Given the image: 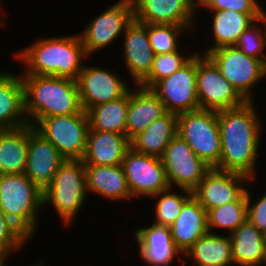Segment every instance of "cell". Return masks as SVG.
Instances as JSON below:
<instances>
[{"label":"cell","instance_id":"obj_24","mask_svg":"<svg viewBox=\"0 0 266 266\" xmlns=\"http://www.w3.org/2000/svg\"><path fill=\"white\" fill-rule=\"evenodd\" d=\"M87 192L107 199H132L121 165H84Z\"/></svg>","mask_w":266,"mask_h":266},{"label":"cell","instance_id":"obj_28","mask_svg":"<svg viewBox=\"0 0 266 266\" xmlns=\"http://www.w3.org/2000/svg\"><path fill=\"white\" fill-rule=\"evenodd\" d=\"M29 124L0 130V175L24 174L28 156Z\"/></svg>","mask_w":266,"mask_h":266},{"label":"cell","instance_id":"obj_6","mask_svg":"<svg viewBox=\"0 0 266 266\" xmlns=\"http://www.w3.org/2000/svg\"><path fill=\"white\" fill-rule=\"evenodd\" d=\"M177 134L209 167L216 168L221 157L217 111L196 109L177 115Z\"/></svg>","mask_w":266,"mask_h":266},{"label":"cell","instance_id":"obj_20","mask_svg":"<svg viewBox=\"0 0 266 266\" xmlns=\"http://www.w3.org/2000/svg\"><path fill=\"white\" fill-rule=\"evenodd\" d=\"M169 229L176 248L185 254L199 238L209 232L207 211L192 195L183 204L179 216Z\"/></svg>","mask_w":266,"mask_h":266},{"label":"cell","instance_id":"obj_21","mask_svg":"<svg viewBox=\"0 0 266 266\" xmlns=\"http://www.w3.org/2000/svg\"><path fill=\"white\" fill-rule=\"evenodd\" d=\"M130 139L120 133L89 130L84 156V165H121Z\"/></svg>","mask_w":266,"mask_h":266},{"label":"cell","instance_id":"obj_26","mask_svg":"<svg viewBox=\"0 0 266 266\" xmlns=\"http://www.w3.org/2000/svg\"><path fill=\"white\" fill-rule=\"evenodd\" d=\"M177 135V114L167 112L130 140L131 147L149 156L161 158Z\"/></svg>","mask_w":266,"mask_h":266},{"label":"cell","instance_id":"obj_37","mask_svg":"<svg viewBox=\"0 0 266 266\" xmlns=\"http://www.w3.org/2000/svg\"><path fill=\"white\" fill-rule=\"evenodd\" d=\"M209 10H234L244 14H266L257 0H202L199 7Z\"/></svg>","mask_w":266,"mask_h":266},{"label":"cell","instance_id":"obj_19","mask_svg":"<svg viewBox=\"0 0 266 266\" xmlns=\"http://www.w3.org/2000/svg\"><path fill=\"white\" fill-rule=\"evenodd\" d=\"M133 233L139 245V255L149 266H172V261L181 254L167 226L152 224Z\"/></svg>","mask_w":266,"mask_h":266},{"label":"cell","instance_id":"obj_38","mask_svg":"<svg viewBox=\"0 0 266 266\" xmlns=\"http://www.w3.org/2000/svg\"><path fill=\"white\" fill-rule=\"evenodd\" d=\"M247 192V219L263 234L266 235V193L256 202L252 201L251 191ZM253 203V204H252Z\"/></svg>","mask_w":266,"mask_h":266},{"label":"cell","instance_id":"obj_41","mask_svg":"<svg viewBox=\"0 0 266 266\" xmlns=\"http://www.w3.org/2000/svg\"><path fill=\"white\" fill-rule=\"evenodd\" d=\"M42 264H43V262H40V263H38V264L36 263V264L33 265V266H43Z\"/></svg>","mask_w":266,"mask_h":266},{"label":"cell","instance_id":"obj_8","mask_svg":"<svg viewBox=\"0 0 266 266\" xmlns=\"http://www.w3.org/2000/svg\"><path fill=\"white\" fill-rule=\"evenodd\" d=\"M206 55L246 102L253 101L252 87L266 77V64L262 60L244 54L236 46L217 48Z\"/></svg>","mask_w":266,"mask_h":266},{"label":"cell","instance_id":"obj_14","mask_svg":"<svg viewBox=\"0 0 266 266\" xmlns=\"http://www.w3.org/2000/svg\"><path fill=\"white\" fill-rule=\"evenodd\" d=\"M82 108H90L115 101L126 96L130 91L126 81L119 75L97 66L83 65L76 80Z\"/></svg>","mask_w":266,"mask_h":266},{"label":"cell","instance_id":"obj_25","mask_svg":"<svg viewBox=\"0 0 266 266\" xmlns=\"http://www.w3.org/2000/svg\"><path fill=\"white\" fill-rule=\"evenodd\" d=\"M229 236L234 265L262 266L266 255L265 234L247 219Z\"/></svg>","mask_w":266,"mask_h":266},{"label":"cell","instance_id":"obj_9","mask_svg":"<svg viewBox=\"0 0 266 266\" xmlns=\"http://www.w3.org/2000/svg\"><path fill=\"white\" fill-rule=\"evenodd\" d=\"M197 53V98L199 108L212 111L232 109L246 101L220 73L217 65L207 56Z\"/></svg>","mask_w":266,"mask_h":266},{"label":"cell","instance_id":"obj_27","mask_svg":"<svg viewBox=\"0 0 266 266\" xmlns=\"http://www.w3.org/2000/svg\"><path fill=\"white\" fill-rule=\"evenodd\" d=\"M213 13V44L204 53L227 46H235L240 34L265 14H244L234 10H210Z\"/></svg>","mask_w":266,"mask_h":266},{"label":"cell","instance_id":"obj_32","mask_svg":"<svg viewBox=\"0 0 266 266\" xmlns=\"http://www.w3.org/2000/svg\"><path fill=\"white\" fill-rule=\"evenodd\" d=\"M171 190L173 188L169 187L167 190L151 196L154 199L160 197L159 200L157 199L155 206V220L153 224L171 226L179 216L183 204L193 195L192 192L185 189H180L182 191L181 194L173 193Z\"/></svg>","mask_w":266,"mask_h":266},{"label":"cell","instance_id":"obj_11","mask_svg":"<svg viewBox=\"0 0 266 266\" xmlns=\"http://www.w3.org/2000/svg\"><path fill=\"white\" fill-rule=\"evenodd\" d=\"M196 78L197 52L184 66L158 81L151 90L163 103L166 112L178 115L199 109Z\"/></svg>","mask_w":266,"mask_h":266},{"label":"cell","instance_id":"obj_36","mask_svg":"<svg viewBox=\"0 0 266 266\" xmlns=\"http://www.w3.org/2000/svg\"><path fill=\"white\" fill-rule=\"evenodd\" d=\"M30 238L0 209V248L10 251L20 250Z\"/></svg>","mask_w":266,"mask_h":266},{"label":"cell","instance_id":"obj_30","mask_svg":"<svg viewBox=\"0 0 266 266\" xmlns=\"http://www.w3.org/2000/svg\"><path fill=\"white\" fill-rule=\"evenodd\" d=\"M128 94L115 101L94 106L87 111L89 130L126 135Z\"/></svg>","mask_w":266,"mask_h":266},{"label":"cell","instance_id":"obj_5","mask_svg":"<svg viewBox=\"0 0 266 266\" xmlns=\"http://www.w3.org/2000/svg\"><path fill=\"white\" fill-rule=\"evenodd\" d=\"M87 188L83 160L65 159L53 180L43 190V208H53L65 225L74 220L86 200Z\"/></svg>","mask_w":266,"mask_h":266},{"label":"cell","instance_id":"obj_31","mask_svg":"<svg viewBox=\"0 0 266 266\" xmlns=\"http://www.w3.org/2000/svg\"><path fill=\"white\" fill-rule=\"evenodd\" d=\"M208 230L227 229L232 234L241 224L247 220V192L245 191L236 201L227 203L207 212Z\"/></svg>","mask_w":266,"mask_h":266},{"label":"cell","instance_id":"obj_33","mask_svg":"<svg viewBox=\"0 0 266 266\" xmlns=\"http://www.w3.org/2000/svg\"><path fill=\"white\" fill-rule=\"evenodd\" d=\"M195 54L184 56L180 51L156 54L150 74L139 84L143 88L151 89L158 81L171 76L184 66Z\"/></svg>","mask_w":266,"mask_h":266},{"label":"cell","instance_id":"obj_34","mask_svg":"<svg viewBox=\"0 0 266 266\" xmlns=\"http://www.w3.org/2000/svg\"><path fill=\"white\" fill-rule=\"evenodd\" d=\"M187 30L186 27L180 25L147 24L148 38L154 54L178 51V37Z\"/></svg>","mask_w":266,"mask_h":266},{"label":"cell","instance_id":"obj_10","mask_svg":"<svg viewBox=\"0 0 266 266\" xmlns=\"http://www.w3.org/2000/svg\"><path fill=\"white\" fill-rule=\"evenodd\" d=\"M168 184L193 192L211 169L177 134L166 147L162 157Z\"/></svg>","mask_w":266,"mask_h":266},{"label":"cell","instance_id":"obj_1","mask_svg":"<svg viewBox=\"0 0 266 266\" xmlns=\"http://www.w3.org/2000/svg\"><path fill=\"white\" fill-rule=\"evenodd\" d=\"M254 101L217 112L221 137V157L216 169L255 177L260 149L261 122Z\"/></svg>","mask_w":266,"mask_h":266},{"label":"cell","instance_id":"obj_12","mask_svg":"<svg viewBox=\"0 0 266 266\" xmlns=\"http://www.w3.org/2000/svg\"><path fill=\"white\" fill-rule=\"evenodd\" d=\"M121 166L132 198L151 197L170 187L161 158L139 153L130 147Z\"/></svg>","mask_w":266,"mask_h":266},{"label":"cell","instance_id":"obj_23","mask_svg":"<svg viewBox=\"0 0 266 266\" xmlns=\"http://www.w3.org/2000/svg\"><path fill=\"white\" fill-rule=\"evenodd\" d=\"M21 75L0 71V130L28 125Z\"/></svg>","mask_w":266,"mask_h":266},{"label":"cell","instance_id":"obj_29","mask_svg":"<svg viewBox=\"0 0 266 266\" xmlns=\"http://www.w3.org/2000/svg\"><path fill=\"white\" fill-rule=\"evenodd\" d=\"M194 266H231L233 263L230 236L211 232L199 238L184 254Z\"/></svg>","mask_w":266,"mask_h":266},{"label":"cell","instance_id":"obj_22","mask_svg":"<svg viewBox=\"0 0 266 266\" xmlns=\"http://www.w3.org/2000/svg\"><path fill=\"white\" fill-rule=\"evenodd\" d=\"M137 87L128 93L126 136L130 140L167 113L163 103L151 89L140 85Z\"/></svg>","mask_w":266,"mask_h":266},{"label":"cell","instance_id":"obj_15","mask_svg":"<svg viewBox=\"0 0 266 266\" xmlns=\"http://www.w3.org/2000/svg\"><path fill=\"white\" fill-rule=\"evenodd\" d=\"M251 179L243 174L211 168L192 192L199 204L210 209L236 201L246 190Z\"/></svg>","mask_w":266,"mask_h":266},{"label":"cell","instance_id":"obj_17","mask_svg":"<svg viewBox=\"0 0 266 266\" xmlns=\"http://www.w3.org/2000/svg\"><path fill=\"white\" fill-rule=\"evenodd\" d=\"M134 19L143 24L180 25L192 31L196 8L188 0H131Z\"/></svg>","mask_w":266,"mask_h":266},{"label":"cell","instance_id":"obj_18","mask_svg":"<svg viewBox=\"0 0 266 266\" xmlns=\"http://www.w3.org/2000/svg\"><path fill=\"white\" fill-rule=\"evenodd\" d=\"M123 40L124 63L137 86L150 74L155 56L148 38L147 24L133 19L124 32Z\"/></svg>","mask_w":266,"mask_h":266},{"label":"cell","instance_id":"obj_16","mask_svg":"<svg viewBox=\"0 0 266 266\" xmlns=\"http://www.w3.org/2000/svg\"><path fill=\"white\" fill-rule=\"evenodd\" d=\"M65 158L56 147L29 124L25 175L42 191L50 184Z\"/></svg>","mask_w":266,"mask_h":266},{"label":"cell","instance_id":"obj_7","mask_svg":"<svg viewBox=\"0 0 266 266\" xmlns=\"http://www.w3.org/2000/svg\"><path fill=\"white\" fill-rule=\"evenodd\" d=\"M35 130L49 140L65 159L82 160L89 131L87 112L42 118Z\"/></svg>","mask_w":266,"mask_h":266},{"label":"cell","instance_id":"obj_42","mask_svg":"<svg viewBox=\"0 0 266 266\" xmlns=\"http://www.w3.org/2000/svg\"><path fill=\"white\" fill-rule=\"evenodd\" d=\"M264 264H266V255L264 257V261H263L262 265L264 266Z\"/></svg>","mask_w":266,"mask_h":266},{"label":"cell","instance_id":"obj_39","mask_svg":"<svg viewBox=\"0 0 266 266\" xmlns=\"http://www.w3.org/2000/svg\"><path fill=\"white\" fill-rule=\"evenodd\" d=\"M12 251H10L9 249H3V248H0V266H7V264L5 263L6 262V259L8 257H10V253ZM6 264V265H5Z\"/></svg>","mask_w":266,"mask_h":266},{"label":"cell","instance_id":"obj_35","mask_svg":"<svg viewBox=\"0 0 266 266\" xmlns=\"http://www.w3.org/2000/svg\"><path fill=\"white\" fill-rule=\"evenodd\" d=\"M259 23L265 24L266 28V14L240 34L235 46L244 54L260 59L266 64V55L263 53L266 48V29H261Z\"/></svg>","mask_w":266,"mask_h":266},{"label":"cell","instance_id":"obj_3","mask_svg":"<svg viewBox=\"0 0 266 266\" xmlns=\"http://www.w3.org/2000/svg\"><path fill=\"white\" fill-rule=\"evenodd\" d=\"M21 80L25 114L31 126L34 127L45 117L73 115L83 111L75 80L22 74Z\"/></svg>","mask_w":266,"mask_h":266},{"label":"cell","instance_id":"obj_2","mask_svg":"<svg viewBox=\"0 0 266 266\" xmlns=\"http://www.w3.org/2000/svg\"><path fill=\"white\" fill-rule=\"evenodd\" d=\"M26 64L23 75H41L77 80L83 68L86 55L81 37L41 38L14 54Z\"/></svg>","mask_w":266,"mask_h":266},{"label":"cell","instance_id":"obj_40","mask_svg":"<svg viewBox=\"0 0 266 266\" xmlns=\"http://www.w3.org/2000/svg\"><path fill=\"white\" fill-rule=\"evenodd\" d=\"M196 9L199 8L198 6L200 5L202 0H188Z\"/></svg>","mask_w":266,"mask_h":266},{"label":"cell","instance_id":"obj_4","mask_svg":"<svg viewBox=\"0 0 266 266\" xmlns=\"http://www.w3.org/2000/svg\"><path fill=\"white\" fill-rule=\"evenodd\" d=\"M42 207L43 191L25 174L0 175V209L30 239Z\"/></svg>","mask_w":266,"mask_h":266},{"label":"cell","instance_id":"obj_13","mask_svg":"<svg viewBox=\"0 0 266 266\" xmlns=\"http://www.w3.org/2000/svg\"><path fill=\"white\" fill-rule=\"evenodd\" d=\"M133 19L132 1L120 0L89 21L83 33L79 34L86 55L89 56L115 41Z\"/></svg>","mask_w":266,"mask_h":266}]
</instances>
